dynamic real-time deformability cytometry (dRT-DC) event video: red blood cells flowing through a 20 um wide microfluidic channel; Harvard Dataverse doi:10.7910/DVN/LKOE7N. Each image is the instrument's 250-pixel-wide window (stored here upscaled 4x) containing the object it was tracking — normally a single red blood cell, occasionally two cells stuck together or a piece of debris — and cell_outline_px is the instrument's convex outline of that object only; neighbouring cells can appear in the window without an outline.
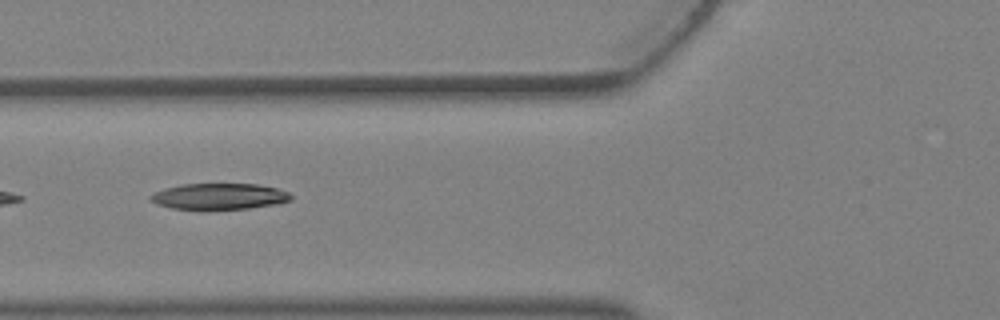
{"species": "Egyptian fruit bat (a non-hibernating species)", "species_latin": "Rousettus aegyptiacus", "temperature_condition": "warm", "stored_images_in_passage": 4, "camera_frame_rate_fps": 3000, "um_per_image_px": 0.085, "animal": {"sex": "female"}, "frame": {"image": 1, "passage_image": 4, "time_ms": 1.0, "image_size_px": [1000, 320], "cell_outline_px": [[292, 200], [276, 204], [248, 208], [172, 208], [156, 204], [148, 200], [148, 196], [164, 188], [180, 184], [256, 184], [276, 188], [288, 192], [292, 196]], "centroid_in_image_um": [18.61, 16.67], "position_along_channel_um": 107.2, "area_um2": 21.04}}